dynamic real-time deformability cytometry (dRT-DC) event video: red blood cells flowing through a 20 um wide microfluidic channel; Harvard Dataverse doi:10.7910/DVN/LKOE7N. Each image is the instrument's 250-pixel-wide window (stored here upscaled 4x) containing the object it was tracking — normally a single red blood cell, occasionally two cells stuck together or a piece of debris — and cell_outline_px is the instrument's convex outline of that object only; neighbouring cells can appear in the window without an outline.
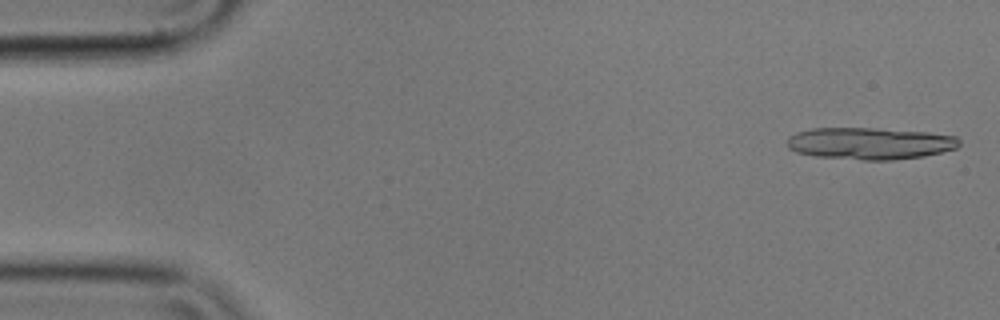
{"species": "common noctule bat (a hibernating species)", "species_latin": "Nyctalus noctula", "temperature_condition": "cold", "stored_images_in_passage": 13, "camera_frame_rate_fps": 3000, "um_per_image_px": 0.085, "animal": {"sex": "male", "body_mass_g": 17.9}, "frame": {"image": 1, "passage_image": 2, "time_ms": 0.333, "image_size_px": [1000, 320], "cell_outline_px": [[960, 144], [956, 148], [924, 156], [892, 160], [864, 160], [816, 156], [796, 152], [788, 148], [788, 136], [796, 132], [812, 128], [872, 128], [928, 132], [956, 136], [960, 140]], "centroid_in_image_um": [73.93, 12.18], "position_along_channel_um": 11.1, "area_um2": 32.02}}